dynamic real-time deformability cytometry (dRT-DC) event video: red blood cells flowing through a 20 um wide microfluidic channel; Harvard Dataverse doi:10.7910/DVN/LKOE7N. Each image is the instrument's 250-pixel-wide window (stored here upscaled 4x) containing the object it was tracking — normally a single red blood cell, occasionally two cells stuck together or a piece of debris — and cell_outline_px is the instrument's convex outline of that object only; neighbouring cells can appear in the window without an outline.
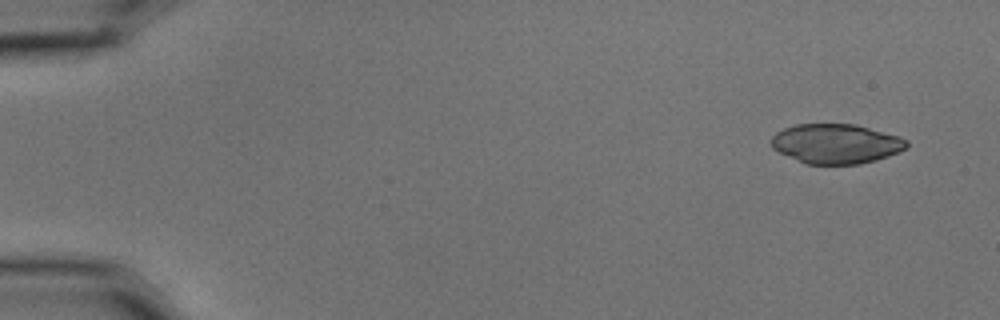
{"species": "common noctule bat (a hibernating species)", "species_latin": "Nyctalus noctula", "temperature_condition": "cold", "stored_images_in_passage": 7, "camera_frame_rate_fps": 3000, "um_per_image_px": 0.085, "animal": {"sex": "male", "body_mass_g": 15.6}, "frame": {"image": 1, "passage_image": 1, "time_ms": 0.0, "image_size_px": [1000, 320], "cell_outline_px": [[908, 144], [900, 152], [876, 160], [860, 164], [808, 164], [780, 152], [772, 148], [768, 140], [776, 132], [784, 128], [796, 124], [856, 124], [900, 136], [908, 140]], "centroid_in_image_um": [71.06, 12.2], "position_along_channel_um": 13.9, "area_um2": 31.39}}